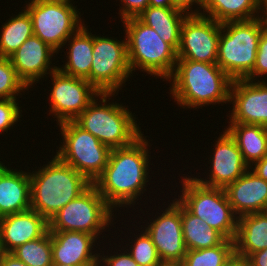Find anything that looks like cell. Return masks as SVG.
<instances>
[{
    "label": "cell",
    "mask_w": 267,
    "mask_h": 266,
    "mask_svg": "<svg viewBox=\"0 0 267 266\" xmlns=\"http://www.w3.org/2000/svg\"><path fill=\"white\" fill-rule=\"evenodd\" d=\"M143 135L129 146L111 149L108 164L93 183L114 209L134 205L139 200L138 196L146 191L150 155L149 142Z\"/></svg>",
    "instance_id": "obj_1"
},
{
    "label": "cell",
    "mask_w": 267,
    "mask_h": 266,
    "mask_svg": "<svg viewBox=\"0 0 267 266\" xmlns=\"http://www.w3.org/2000/svg\"><path fill=\"white\" fill-rule=\"evenodd\" d=\"M168 80L170 94L183 108L229 102L232 79L217 64L177 60Z\"/></svg>",
    "instance_id": "obj_2"
},
{
    "label": "cell",
    "mask_w": 267,
    "mask_h": 266,
    "mask_svg": "<svg viewBox=\"0 0 267 266\" xmlns=\"http://www.w3.org/2000/svg\"><path fill=\"white\" fill-rule=\"evenodd\" d=\"M29 177L31 209L48 222L92 185L84 175L56 155L38 171L29 172Z\"/></svg>",
    "instance_id": "obj_3"
},
{
    "label": "cell",
    "mask_w": 267,
    "mask_h": 266,
    "mask_svg": "<svg viewBox=\"0 0 267 266\" xmlns=\"http://www.w3.org/2000/svg\"><path fill=\"white\" fill-rule=\"evenodd\" d=\"M265 30L260 17L221 23L217 65L232 79H246L254 69Z\"/></svg>",
    "instance_id": "obj_4"
},
{
    "label": "cell",
    "mask_w": 267,
    "mask_h": 266,
    "mask_svg": "<svg viewBox=\"0 0 267 266\" xmlns=\"http://www.w3.org/2000/svg\"><path fill=\"white\" fill-rule=\"evenodd\" d=\"M112 95L115 93H100L98 97L103 104H97L95 98L74 121L101 143L116 149L131 145L142 132L127 107L116 102L106 104Z\"/></svg>",
    "instance_id": "obj_5"
},
{
    "label": "cell",
    "mask_w": 267,
    "mask_h": 266,
    "mask_svg": "<svg viewBox=\"0 0 267 266\" xmlns=\"http://www.w3.org/2000/svg\"><path fill=\"white\" fill-rule=\"evenodd\" d=\"M122 23L125 27L123 31L127 39L131 74L138 68L168 81L176 67L177 51L137 17L125 19Z\"/></svg>",
    "instance_id": "obj_6"
},
{
    "label": "cell",
    "mask_w": 267,
    "mask_h": 266,
    "mask_svg": "<svg viewBox=\"0 0 267 266\" xmlns=\"http://www.w3.org/2000/svg\"><path fill=\"white\" fill-rule=\"evenodd\" d=\"M183 178L182 195L178 200L209 227L219 231L226 239L234 240L238 216L233 212L224 188L202 185L191 176Z\"/></svg>",
    "instance_id": "obj_7"
},
{
    "label": "cell",
    "mask_w": 267,
    "mask_h": 266,
    "mask_svg": "<svg viewBox=\"0 0 267 266\" xmlns=\"http://www.w3.org/2000/svg\"><path fill=\"white\" fill-rule=\"evenodd\" d=\"M58 125L63 136V145L56 150V156L93 184L108 164L111 149L74 120L64 121Z\"/></svg>",
    "instance_id": "obj_8"
},
{
    "label": "cell",
    "mask_w": 267,
    "mask_h": 266,
    "mask_svg": "<svg viewBox=\"0 0 267 266\" xmlns=\"http://www.w3.org/2000/svg\"><path fill=\"white\" fill-rule=\"evenodd\" d=\"M113 208L92 184L76 199L59 210L49 223V231H78L95 235L112 223ZM100 233V234H99Z\"/></svg>",
    "instance_id": "obj_9"
},
{
    "label": "cell",
    "mask_w": 267,
    "mask_h": 266,
    "mask_svg": "<svg viewBox=\"0 0 267 266\" xmlns=\"http://www.w3.org/2000/svg\"><path fill=\"white\" fill-rule=\"evenodd\" d=\"M131 75L127 39L115 40L93 35L90 84L99 93H116ZM117 91V92H116Z\"/></svg>",
    "instance_id": "obj_10"
},
{
    "label": "cell",
    "mask_w": 267,
    "mask_h": 266,
    "mask_svg": "<svg viewBox=\"0 0 267 266\" xmlns=\"http://www.w3.org/2000/svg\"><path fill=\"white\" fill-rule=\"evenodd\" d=\"M24 8L32 18L34 35L57 53L85 25L76 6L70 4L31 1Z\"/></svg>",
    "instance_id": "obj_11"
},
{
    "label": "cell",
    "mask_w": 267,
    "mask_h": 266,
    "mask_svg": "<svg viewBox=\"0 0 267 266\" xmlns=\"http://www.w3.org/2000/svg\"><path fill=\"white\" fill-rule=\"evenodd\" d=\"M221 23L201 15H187L181 25L178 60L217 64Z\"/></svg>",
    "instance_id": "obj_12"
},
{
    "label": "cell",
    "mask_w": 267,
    "mask_h": 266,
    "mask_svg": "<svg viewBox=\"0 0 267 266\" xmlns=\"http://www.w3.org/2000/svg\"><path fill=\"white\" fill-rule=\"evenodd\" d=\"M50 76L53 87L49 111L58 124L75 120L100 94L86 79L66 75L58 68Z\"/></svg>",
    "instance_id": "obj_13"
},
{
    "label": "cell",
    "mask_w": 267,
    "mask_h": 266,
    "mask_svg": "<svg viewBox=\"0 0 267 266\" xmlns=\"http://www.w3.org/2000/svg\"><path fill=\"white\" fill-rule=\"evenodd\" d=\"M172 202L145 227L162 263L182 262L187 251L182 232L181 202L178 199Z\"/></svg>",
    "instance_id": "obj_14"
},
{
    "label": "cell",
    "mask_w": 267,
    "mask_h": 266,
    "mask_svg": "<svg viewBox=\"0 0 267 266\" xmlns=\"http://www.w3.org/2000/svg\"><path fill=\"white\" fill-rule=\"evenodd\" d=\"M229 102L233 109L230 122L267 127V83L257 80H232Z\"/></svg>",
    "instance_id": "obj_15"
},
{
    "label": "cell",
    "mask_w": 267,
    "mask_h": 266,
    "mask_svg": "<svg viewBox=\"0 0 267 266\" xmlns=\"http://www.w3.org/2000/svg\"><path fill=\"white\" fill-rule=\"evenodd\" d=\"M211 155L209 180L194 177L200 184L208 187L225 188L240 178L250 167L244 161L242 153L230 133L225 129L215 143Z\"/></svg>",
    "instance_id": "obj_16"
},
{
    "label": "cell",
    "mask_w": 267,
    "mask_h": 266,
    "mask_svg": "<svg viewBox=\"0 0 267 266\" xmlns=\"http://www.w3.org/2000/svg\"><path fill=\"white\" fill-rule=\"evenodd\" d=\"M54 53L57 54L48 44L33 35L9 59L19 79L30 88L33 83L44 78V75H50L58 68L50 67Z\"/></svg>",
    "instance_id": "obj_17"
},
{
    "label": "cell",
    "mask_w": 267,
    "mask_h": 266,
    "mask_svg": "<svg viewBox=\"0 0 267 266\" xmlns=\"http://www.w3.org/2000/svg\"><path fill=\"white\" fill-rule=\"evenodd\" d=\"M52 263L73 266H99L101 253L93 254L97 237L78 231H50ZM94 243V244H93Z\"/></svg>",
    "instance_id": "obj_18"
},
{
    "label": "cell",
    "mask_w": 267,
    "mask_h": 266,
    "mask_svg": "<svg viewBox=\"0 0 267 266\" xmlns=\"http://www.w3.org/2000/svg\"><path fill=\"white\" fill-rule=\"evenodd\" d=\"M224 190L238 217L267 211V181L251 172L250 168Z\"/></svg>",
    "instance_id": "obj_19"
},
{
    "label": "cell",
    "mask_w": 267,
    "mask_h": 266,
    "mask_svg": "<svg viewBox=\"0 0 267 266\" xmlns=\"http://www.w3.org/2000/svg\"><path fill=\"white\" fill-rule=\"evenodd\" d=\"M0 231L4 252H12L28 241L44 236L49 223L35 210L0 217Z\"/></svg>",
    "instance_id": "obj_20"
},
{
    "label": "cell",
    "mask_w": 267,
    "mask_h": 266,
    "mask_svg": "<svg viewBox=\"0 0 267 266\" xmlns=\"http://www.w3.org/2000/svg\"><path fill=\"white\" fill-rule=\"evenodd\" d=\"M15 170L0 169V217L31 209L29 172Z\"/></svg>",
    "instance_id": "obj_21"
},
{
    "label": "cell",
    "mask_w": 267,
    "mask_h": 266,
    "mask_svg": "<svg viewBox=\"0 0 267 266\" xmlns=\"http://www.w3.org/2000/svg\"><path fill=\"white\" fill-rule=\"evenodd\" d=\"M234 248L244 259L267 248V211L238 217Z\"/></svg>",
    "instance_id": "obj_22"
},
{
    "label": "cell",
    "mask_w": 267,
    "mask_h": 266,
    "mask_svg": "<svg viewBox=\"0 0 267 266\" xmlns=\"http://www.w3.org/2000/svg\"><path fill=\"white\" fill-rule=\"evenodd\" d=\"M188 14L175 7L148 6L137 18L151 27L176 51L180 44L181 25Z\"/></svg>",
    "instance_id": "obj_23"
},
{
    "label": "cell",
    "mask_w": 267,
    "mask_h": 266,
    "mask_svg": "<svg viewBox=\"0 0 267 266\" xmlns=\"http://www.w3.org/2000/svg\"><path fill=\"white\" fill-rule=\"evenodd\" d=\"M82 25L69 41L67 58L63 67L58 69L73 77L84 78L90 83V69L93 61V34Z\"/></svg>",
    "instance_id": "obj_24"
},
{
    "label": "cell",
    "mask_w": 267,
    "mask_h": 266,
    "mask_svg": "<svg viewBox=\"0 0 267 266\" xmlns=\"http://www.w3.org/2000/svg\"><path fill=\"white\" fill-rule=\"evenodd\" d=\"M226 130L235 139L243 159L249 167L267 155V127L229 123Z\"/></svg>",
    "instance_id": "obj_25"
},
{
    "label": "cell",
    "mask_w": 267,
    "mask_h": 266,
    "mask_svg": "<svg viewBox=\"0 0 267 266\" xmlns=\"http://www.w3.org/2000/svg\"><path fill=\"white\" fill-rule=\"evenodd\" d=\"M181 222L186 250H200L220 245L226 238L204 220L193 215L181 203Z\"/></svg>",
    "instance_id": "obj_26"
},
{
    "label": "cell",
    "mask_w": 267,
    "mask_h": 266,
    "mask_svg": "<svg viewBox=\"0 0 267 266\" xmlns=\"http://www.w3.org/2000/svg\"><path fill=\"white\" fill-rule=\"evenodd\" d=\"M261 4L262 0H206L201 15L220 23L251 20L261 17Z\"/></svg>",
    "instance_id": "obj_27"
},
{
    "label": "cell",
    "mask_w": 267,
    "mask_h": 266,
    "mask_svg": "<svg viewBox=\"0 0 267 266\" xmlns=\"http://www.w3.org/2000/svg\"><path fill=\"white\" fill-rule=\"evenodd\" d=\"M0 33V57L9 58L33 33V22L26 9L11 17L2 25Z\"/></svg>",
    "instance_id": "obj_28"
},
{
    "label": "cell",
    "mask_w": 267,
    "mask_h": 266,
    "mask_svg": "<svg viewBox=\"0 0 267 266\" xmlns=\"http://www.w3.org/2000/svg\"><path fill=\"white\" fill-rule=\"evenodd\" d=\"M235 255L234 240L200 250H187L181 262L184 266H222Z\"/></svg>",
    "instance_id": "obj_29"
},
{
    "label": "cell",
    "mask_w": 267,
    "mask_h": 266,
    "mask_svg": "<svg viewBox=\"0 0 267 266\" xmlns=\"http://www.w3.org/2000/svg\"><path fill=\"white\" fill-rule=\"evenodd\" d=\"M11 253L28 266H51L52 244L50 231L40 238L18 246Z\"/></svg>",
    "instance_id": "obj_30"
},
{
    "label": "cell",
    "mask_w": 267,
    "mask_h": 266,
    "mask_svg": "<svg viewBox=\"0 0 267 266\" xmlns=\"http://www.w3.org/2000/svg\"><path fill=\"white\" fill-rule=\"evenodd\" d=\"M23 90L29 89L17 76L11 60L0 57V99H17Z\"/></svg>",
    "instance_id": "obj_31"
},
{
    "label": "cell",
    "mask_w": 267,
    "mask_h": 266,
    "mask_svg": "<svg viewBox=\"0 0 267 266\" xmlns=\"http://www.w3.org/2000/svg\"><path fill=\"white\" fill-rule=\"evenodd\" d=\"M143 231L139 233L138 237H135L134 245L130 246L129 254L139 266H161L163 263L151 237L145 230Z\"/></svg>",
    "instance_id": "obj_32"
},
{
    "label": "cell",
    "mask_w": 267,
    "mask_h": 266,
    "mask_svg": "<svg viewBox=\"0 0 267 266\" xmlns=\"http://www.w3.org/2000/svg\"><path fill=\"white\" fill-rule=\"evenodd\" d=\"M17 99H0V133L10 129L19 122L22 110Z\"/></svg>",
    "instance_id": "obj_33"
},
{
    "label": "cell",
    "mask_w": 267,
    "mask_h": 266,
    "mask_svg": "<svg viewBox=\"0 0 267 266\" xmlns=\"http://www.w3.org/2000/svg\"><path fill=\"white\" fill-rule=\"evenodd\" d=\"M267 75V31L264 30L259 40V47L256 55V62L254 69L246 80L255 82V77H262Z\"/></svg>",
    "instance_id": "obj_34"
},
{
    "label": "cell",
    "mask_w": 267,
    "mask_h": 266,
    "mask_svg": "<svg viewBox=\"0 0 267 266\" xmlns=\"http://www.w3.org/2000/svg\"><path fill=\"white\" fill-rule=\"evenodd\" d=\"M123 4L120 11L121 21L138 17L148 6L149 0H120Z\"/></svg>",
    "instance_id": "obj_35"
},
{
    "label": "cell",
    "mask_w": 267,
    "mask_h": 266,
    "mask_svg": "<svg viewBox=\"0 0 267 266\" xmlns=\"http://www.w3.org/2000/svg\"><path fill=\"white\" fill-rule=\"evenodd\" d=\"M126 252V253H125ZM104 264H102V263ZM99 266H139L131 255L125 250L124 253L115 254L112 256H99Z\"/></svg>",
    "instance_id": "obj_36"
},
{
    "label": "cell",
    "mask_w": 267,
    "mask_h": 266,
    "mask_svg": "<svg viewBox=\"0 0 267 266\" xmlns=\"http://www.w3.org/2000/svg\"><path fill=\"white\" fill-rule=\"evenodd\" d=\"M205 1L206 0H173L174 2V7L184 11L185 13H187L188 15L190 14H201L202 12H199L201 8V10H204V5H205ZM196 3V5H199L200 7H198V9H195L192 11V5H194ZM192 12H191V11Z\"/></svg>",
    "instance_id": "obj_37"
},
{
    "label": "cell",
    "mask_w": 267,
    "mask_h": 266,
    "mask_svg": "<svg viewBox=\"0 0 267 266\" xmlns=\"http://www.w3.org/2000/svg\"><path fill=\"white\" fill-rule=\"evenodd\" d=\"M246 261L248 266H267V248L252 253Z\"/></svg>",
    "instance_id": "obj_38"
},
{
    "label": "cell",
    "mask_w": 267,
    "mask_h": 266,
    "mask_svg": "<svg viewBox=\"0 0 267 266\" xmlns=\"http://www.w3.org/2000/svg\"><path fill=\"white\" fill-rule=\"evenodd\" d=\"M0 266H28L24 262L20 261L11 252H4L0 258Z\"/></svg>",
    "instance_id": "obj_39"
},
{
    "label": "cell",
    "mask_w": 267,
    "mask_h": 266,
    "mask_svg": "<svg viewBox=\"0 0 267 266\" xmlns=\"http://www.w3.org/2000/svg\"><path fill=\"white\" fill-rule=\"evenodd\" d=\"M250 169L251 171H254L260 178L267 181V155L261 160L256 161L254 165H251Z\"/></svg>",
    "instance_id": "obj_40"
},
{
    "label": "cell",
    "mask_w": 267,
    "mask_h": 266,
    "mask_svg": "<svg viewBox=\"0 0 267 266\" xmlns=\"http://www.w3.org/2000/svg\"><path fill=\"white\" fill-rule=\"evenodd\" d=\"M222 266H248L246 259L234 255L230 260H228L224 265Z\"/></svg>",
    "instance_id": "obj_41"
},
{
    "label": "cell",
    "mask_w": 267,
    "mask_h": 266,
    "mask_svg": "<svg viewBox=\"0 0 267 266\" xmlns=\"http://www.w3.org/2000/svg\"><path fill=\"white\" fill-rule=\"evenodd\" d=\"M149 6L152 7H174L173 0H149Z\"/></svg>",
    "instance_id": "obj_42"
},
{
    "label": "cell",
    "mask_w": 267,
    "mask_h": 266,
    "mask_svg": "<svg viewBox=\"0 0 267 266\" xmlns=\"http://www.w3.org/2000/svg\"><path fill=\"white\" fill-rule=\"evenodd\" d=\"M261 8H263L261 11L262 13L264 12V15L260 14V16H262L260 18L263 22L265 30L267 31V0H262Z\"/></svg>",
    "instance_id": "obj_43"
},
{
    "label": "cell",
    "mask_w": 267,
    "mask_h": 266,
    "mask_svg": "<svg viewBox=\"0 0 267 266\" xmlns=\"http://www.w3.org/2000/svg\"><path fill=\"white\" fill-rule=\"evenodd\" d=\"M31 1H37V2H54V3H63V4L73 5L71 3V0H31Z\"/></svg>",
    "instance_id": "obj_44"
},
{
    "label": "cell",
    "mask_w": 267,
    "mask_h": 266,
    "mask_svg": "<svg viewBox=\"0 0 267 266\" xmlns=\"http://www.w3.org/2000/svg\"><path fill=\"white\" fill-rule=\"evenodd\" d=\"M161 266H184L181 262L163 263Z\"/></svg>",
    "instance_id": "obj_45"
},
{
    "label": "cell",
    "mask_w": 267,
    "mask_h": 266,
    "mask_svg": "<svg viewBox=\"0 0 267 266\" xmlns=\"http://www.w3.org/2000/svg\"><path fill=\"white\" fill-rule=\"evenodd\" d=\"M3 253H4V249L2 246L1 231H0V258L2 257Z\"/></svg>",
    "instance_id": "obj_46"
},
{
    "label": "cell",
    "mask_w": 267,
    "mask_h": 266,
    "mask_svg": "<svg viewBox=\"0 0 267 266\" xmlns=\"http://www.w3.org/2000/svg\"><path fill=\"white\" fill-rule=\"evenodd\" d=\"M51 266H73V265H65V264H56V263H52Z\"/></svg>",
    "instance_id": "obj_47"
},
{
    "label": "cell",
    "mask_w": 267,
    "mask_h": 266,
    "mask_svg": "<svg viewBox=\"0 0 267 266\" xmlns=\"http://www.w3.org/2000/svg\"><path fill=\"white\" fill-rule=\"evenodd\" d=\"M4 166V163L0 161V169Z\"/></svg>",
    "instance_id": "obj_48"
}]
</instances>
